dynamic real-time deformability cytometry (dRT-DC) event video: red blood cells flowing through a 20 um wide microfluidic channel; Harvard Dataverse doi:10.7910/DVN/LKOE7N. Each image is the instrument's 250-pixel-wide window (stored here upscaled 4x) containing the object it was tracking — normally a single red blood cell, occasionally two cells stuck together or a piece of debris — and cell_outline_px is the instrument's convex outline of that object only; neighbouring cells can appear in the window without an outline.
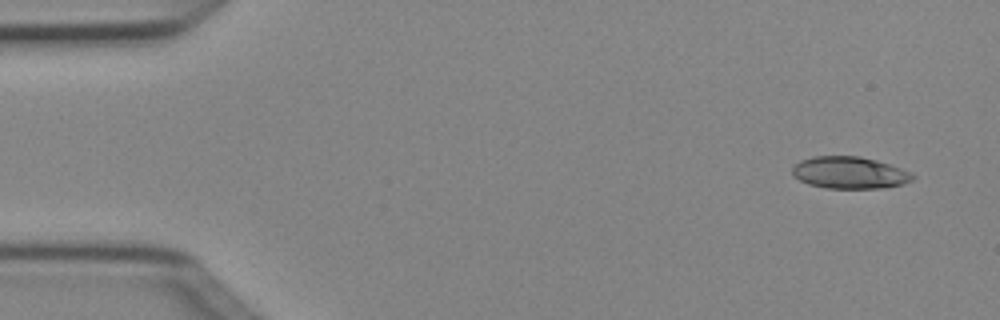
{"species": "Egyptian fruit bat (a non-hibernating species)", "species_latin": "Rousettus aegyptiacus", "temperature_condition": "cold", "stored_images_in_passage": 4, "camera_frame_rate_fps": 3000, "um_per_image_px": 0.085, "animal": {"sex": "female"}, "frame": {"image": 1, "passage_image": 1, "time_ms": 0.0, "image_size_px": [1000, 320], "cell_outline_px": [[916, 176], [912, 180], [904, 184], [884, 188], [828, 188], [808, 184], [792, 176], [792, 168], [800, 160], [812, 156], [860, 156], [876, 160], [912, 172]], "centroid_in_image_um": [72.22, 14.68], "position_along_channel_um": 12.8, "area_um2": 22.54}}
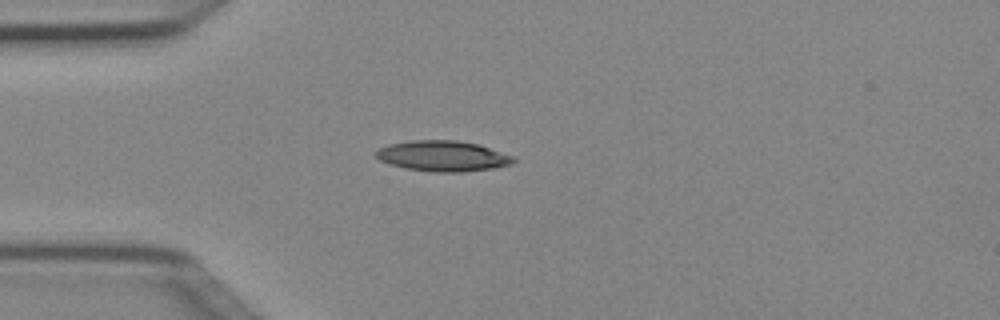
{"frame": {"image": 2, "passage_image": 4, "time_ms": 1.0, "image_size_px": [1000, 320], "cell_outline_px": [[516, 160], [512, 164], [492, 168], [464, 172], [432, 172], [404, 168], [388, 164], [380, 160], [376, 156], [376, 152], [380, 148], [388, 144], [412, 140], [456, 140], [476, 144], [516, 156]], "centroid_in_image_um": [37.65, 13.27], "position_along_channel_um": 47.4, "area_um2": 24.57}}